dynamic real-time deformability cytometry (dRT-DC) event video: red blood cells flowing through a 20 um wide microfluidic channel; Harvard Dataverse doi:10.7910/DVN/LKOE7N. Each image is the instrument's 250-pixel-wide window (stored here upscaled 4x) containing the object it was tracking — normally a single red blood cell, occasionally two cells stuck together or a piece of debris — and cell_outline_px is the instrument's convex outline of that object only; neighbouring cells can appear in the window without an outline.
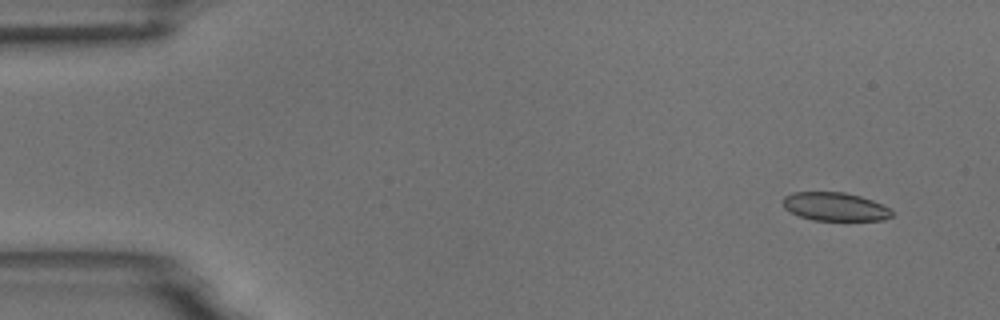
{"species": "common noctule bat (a hibernating species)", "species_latin": "Nyctalus noctula", "temperature_condition": "room temperature", "stored_images_in_passage": 9, "camera_frame_rate_fps": 3000, "um_per_image_px": 0.085, "animal": {"sex": "male", "body_mass_g": 18.8}, "frame": {"image": 1, "passage_image": 1, "time_ms": 0.0, "image_size_px": [1000, 320], "cell_outline_px": [[892, 216], [884, 220], [812, 220], [800, 216], [784, 208], [780, 200], [784, 196], [792, 192], [844, 192], [860, 196], [872, 200], [888, 208], [892, 212]], "centroid_in_image_um": [70.92, 17.56], "position_along_channel_um": 14.1, "area_um2": 18.03}}
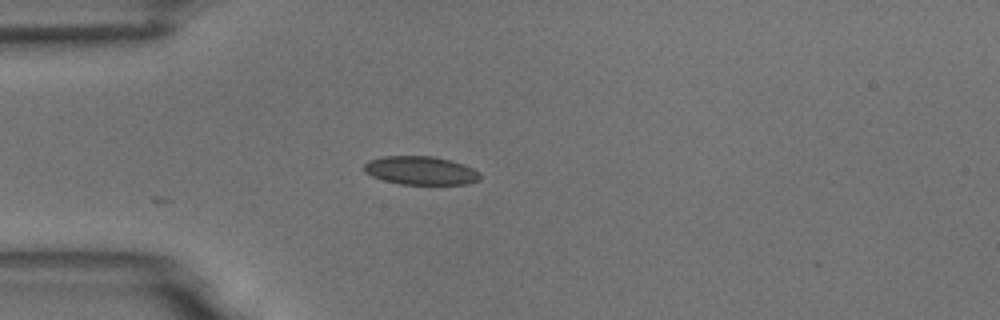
{"frame": {"image": 2, "passage_image": 4, "time_ms": 3.667, "image_size_px": [1000, 320], "cell_outline_px": [[480, 180], [468, 184], [400, 184], [384, 180], [372, 176], [364, 172], [364, 164], [368, 160], [384, 156], [432, 156], [452, 160], [464, 164], [480, 172]], "centroid_in_image_um": [35.77, 14.49], "position_along_channel_um": 49.2, "area_um2": 19.36}}
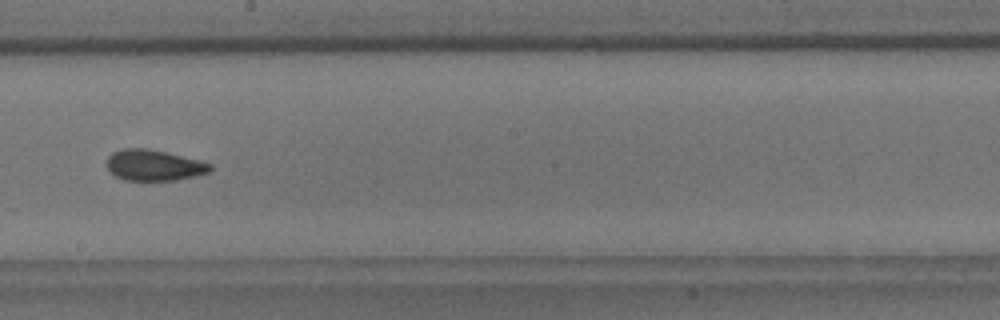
{"frame": {"image": 3, "passage_image": 9, "time_ms": 9.0, "image_size_px": [1000, 320], "cell_outline_px": [[212, 168], [208, 172], [196, 176], [176, 180], [124, 180], [116, 176], [108, 168], [108, 156], [112, 152], [120, 148], [148, 148], [200, 160], [212, 164]], "centroid_in_image_um": [13.09, 14.03], "position_along_channel_um": 235.1, "area_um2": 18.61}}